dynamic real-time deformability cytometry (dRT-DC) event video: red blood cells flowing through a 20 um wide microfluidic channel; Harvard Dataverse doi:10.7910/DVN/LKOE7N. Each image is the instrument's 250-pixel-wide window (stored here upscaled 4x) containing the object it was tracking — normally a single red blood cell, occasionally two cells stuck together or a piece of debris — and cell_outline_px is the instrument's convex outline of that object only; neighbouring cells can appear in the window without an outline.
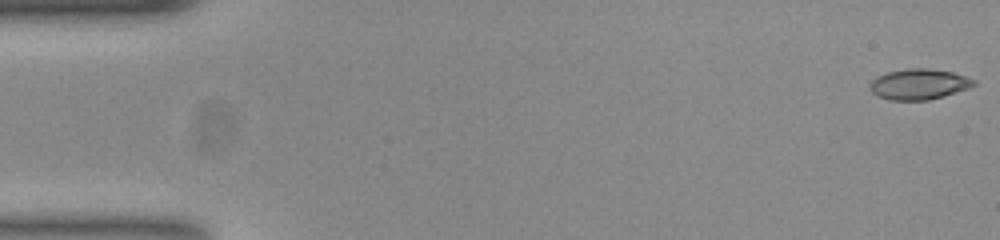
{"species": "common noctule bat (a hibernating species)", "species_latin": "Nyctalus noctula", "temperature_condition": "room temperature", "stored_images_in_passage": 54, "camera_frame_rate_fps": 3000, "um_per_image_px": 0.085, "animal": {"sex": "female", "body_mass_g": 23.0, "forearm_length_mm": 53.4}, "frame": {"image": 1, "passage_image": 1, "time_ms": 0.0, "image_size_px": [1000, 240], "cell_outline_px": [[976, 84], [968, 88], [928, 100], [888, 100], [876, 96], [868, 88], [872, 80], [888, 72], [908, 68], [924, 68], [952, 72], [976, 80]], "centroid_in_image_um": [78.07, 7.16], "position_along_channel_um": 6.9, "area_um2": 18.32}}
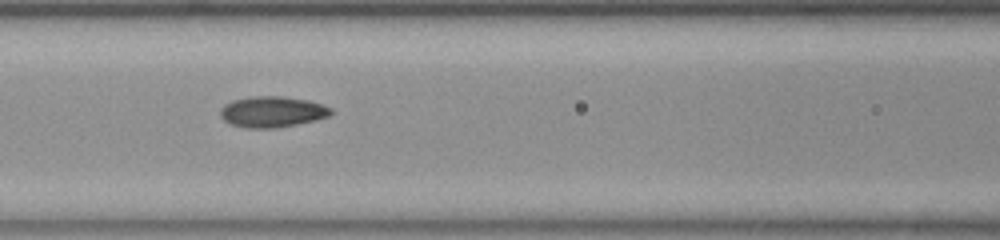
{"frame": {"image": 2, "passage_image": 23, "time_ms": 7.333, "image_size_px": [1000, 240], "cell_outline_px": [[336, 112], [328, 116], [316, 120], [276, 128], [248, 128], [232, 124], [224, 120], [220, 116], [220, 108], [224, 104], [232, 100], [252, 96], [284, 96], [308, 100], [332, 108]], "centroid_in_image_um": [23.15, 9.49], "position_along_channel_um": 143.5, "area_um2": 20.06}}
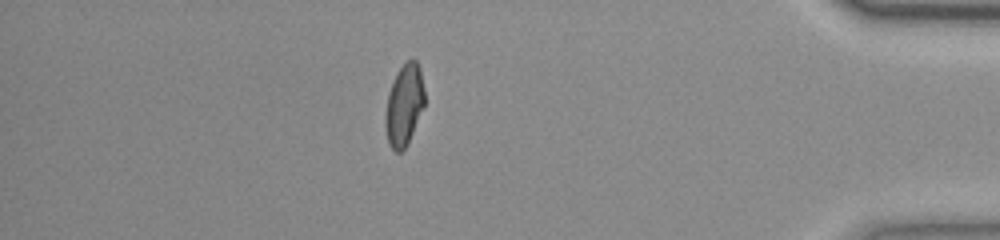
{"frame": {"image": 3, "passage_image": 47, "time_ms": 15.333, "image_size_px": [1000, 240], "cell_outline_px": [[424, 104], [408, 144], [400, 152], [396, 152], [388, 144], [384, 124], [384, 112], [388, 92], [396, 72], [412, 56], [416, 60], [420, 68], [424, 88]], "centroid_in_image_um": [34.33, 8.91], "position_along_channel_um": 400.9, "area_um2": 18.84}, "authors_computed_cell_mechanics": {"area_um2": 18.9873, "velocity_mm_per_s": 3.7702, "shape_relaxation_time_tau1_ms": 6.8272, "shape_relaxation_time_tau2_ms": 1.0763, "deformation_change_tau1": 0.1903, "deformation_change_tau2": 0.0529}}